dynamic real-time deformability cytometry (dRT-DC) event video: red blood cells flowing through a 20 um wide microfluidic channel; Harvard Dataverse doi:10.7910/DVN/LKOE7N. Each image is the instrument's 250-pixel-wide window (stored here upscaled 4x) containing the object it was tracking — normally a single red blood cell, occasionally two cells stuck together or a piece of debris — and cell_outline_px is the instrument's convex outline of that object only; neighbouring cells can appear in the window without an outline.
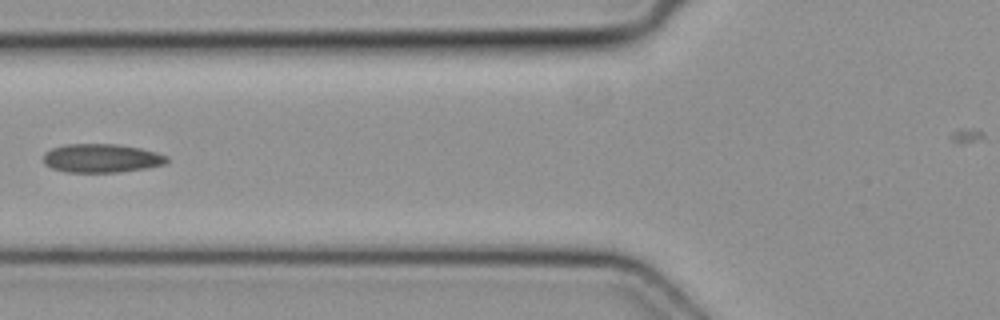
{"species": "common noctule bat (a hibernating species)", "species_latin": "Nyctalus noctula", "temperature_condition": "cold", "stored_images_in_passage": 7, "camera_frame_rate_fps": 3000, "um_per_image_px": 0.085, "animal": {"sex": "female", "body_mass_g": 19.3, "forearm_length_mm": 54.1}, "frame": {"image": 1, "passage_image": 6, "time_ms": 1.667, "image_size_px": [1000, 320], "cell_outline_px": [[168, 160], [164, 164], [148, 168], [116, 172], [68, 172], [52, 168], [44, 164], [44, 152], [52, 148], [64, 144], [120, 144], [140, 148], [156, 152], [168, 156]], "centroid_in_image_um": [8.63, 13.44], "position_along_channel_um": 117.2, "area_um2": 20.69}}
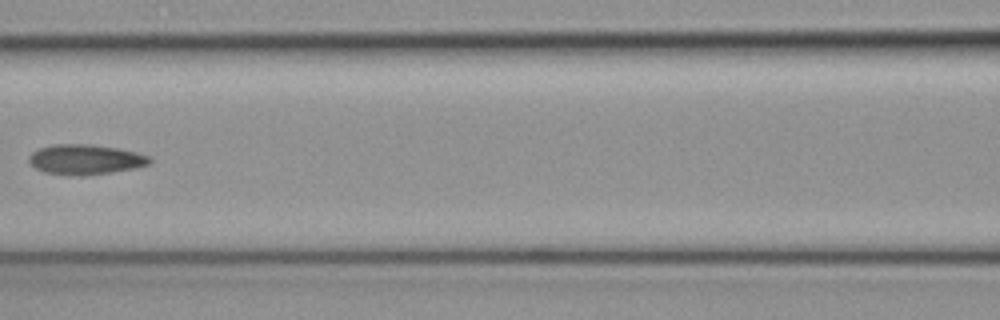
{"frame": {"image": 2, "passage_image": 7, "time_ms": 2.0, "image_size_px": [1000, 320], "cell_outline_px": [[152, 160], [148, 164], [136, 168], [88, 176], [68, 176], [44, 172], [36, 168], [28, 160], [28, 156], [32, 152], [40, 148], [52, 144], [92, 144], [116, 148], [136, 152], [148, 156]], "centroid_in_image_um": [7.24, 13.57], "position_along_channel_um": 159.4, "area_um2": 21.33}}